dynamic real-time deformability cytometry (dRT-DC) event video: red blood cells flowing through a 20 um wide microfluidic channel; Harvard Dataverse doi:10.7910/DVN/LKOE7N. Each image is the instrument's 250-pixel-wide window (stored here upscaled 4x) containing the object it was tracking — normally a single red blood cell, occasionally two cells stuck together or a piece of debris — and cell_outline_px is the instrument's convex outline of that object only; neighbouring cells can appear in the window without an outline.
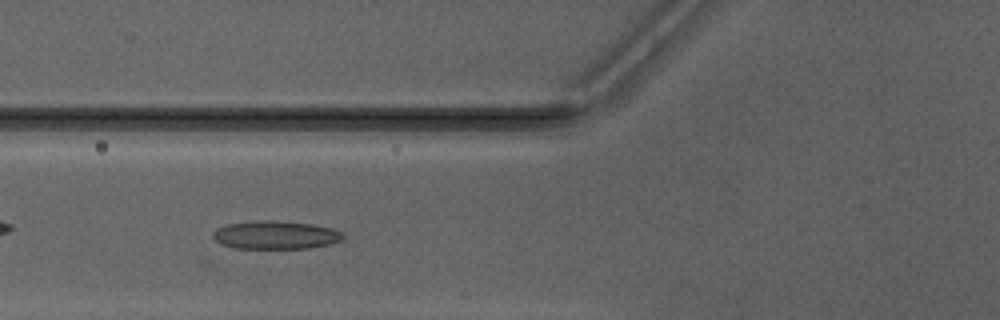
{"species": "Egyptian fruit bat (a non-hibernating species)", "species_latin": "Rousettus aegyptiacus", "temperature_condition": "warm", "stored_images_in_passage": 35, "camera_frame_rate_fps": 3000, "um_per_image_px": 0.085, "animal": {"sex": "male"}, "frame": {"image": 1, "passage_image": 5, "time_ms": 1.333, "image_size_px": [1000, 320], "cell_outline_px": [[344, 236], [340, 240], [328, 244], [308, 248], [236, 248], [220, 244], [212, 236], [212, 232], [216, 228], [228, 224], [256, 220], [268, 220], [312, 224], [332, 228], [340, 232]], "centroid_in_image_um": [23.37, 19.97], "position_along_channel_um": 102.4, "area_um2": 21.21}}
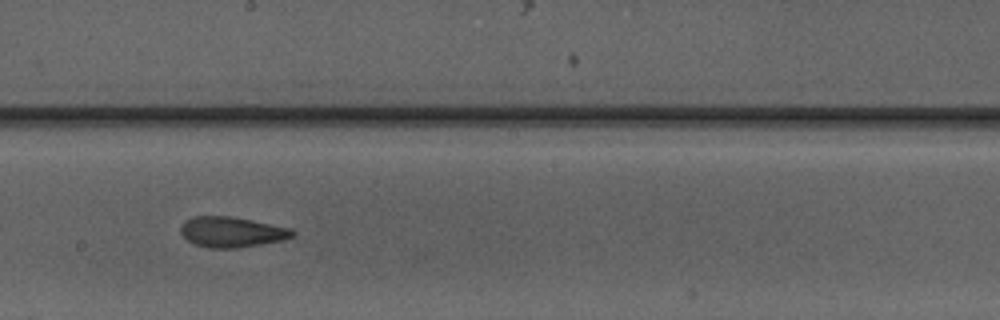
{"frame": {"image": 2, "passage_image": 14, "time_ms": 4.333, "image_size_px": [1000, 320], "cell_outline_px": [[296, 232], [292, 236], [280, 240], [260, 244], [236, 248], [208, 248], [196, 244], [188, 240], [180, 232], [180, 228], [184, 220], [192, 216], [228, 216], [292, 228]], "centroid_in_image_um": [19.66, 19.71], "position_along_channel_um": 228.5, "area_um2": 19.59}}
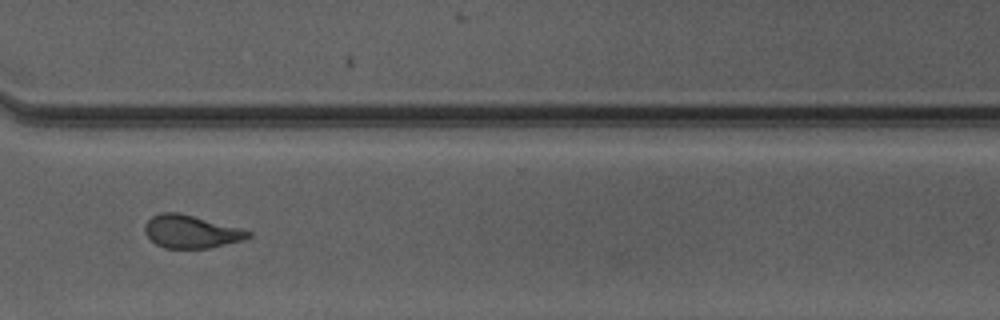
{"frame": {"image": 3, "passage_image": 23, "time_ms": 7.333, "image_size_px": [1000, 320], "cell_outline_px": [[252, 236], [240, 240], [208, 248], [164, 248], [156, 244], [144, 232], [144, 224], [152, 216], [160, 212], [180, 212], [244, 228], [252, 232]], "centroid_in_image_um": [16.24, 19.66], "position_along_channel_um": 354.4, "area_um2": 20.0}, "authors_computed_cell_mechanics": {"area_um2": 20.1144, "velocity_mm_per_s": 4.1921, "shape_relaxation_time_tau1_ms": 4.0815, "shape_relaxation_time_tau2_ms": 1.4531, "deformation_change_tau1": 0.1677, "deformation_change_tau2": 0.0985}}